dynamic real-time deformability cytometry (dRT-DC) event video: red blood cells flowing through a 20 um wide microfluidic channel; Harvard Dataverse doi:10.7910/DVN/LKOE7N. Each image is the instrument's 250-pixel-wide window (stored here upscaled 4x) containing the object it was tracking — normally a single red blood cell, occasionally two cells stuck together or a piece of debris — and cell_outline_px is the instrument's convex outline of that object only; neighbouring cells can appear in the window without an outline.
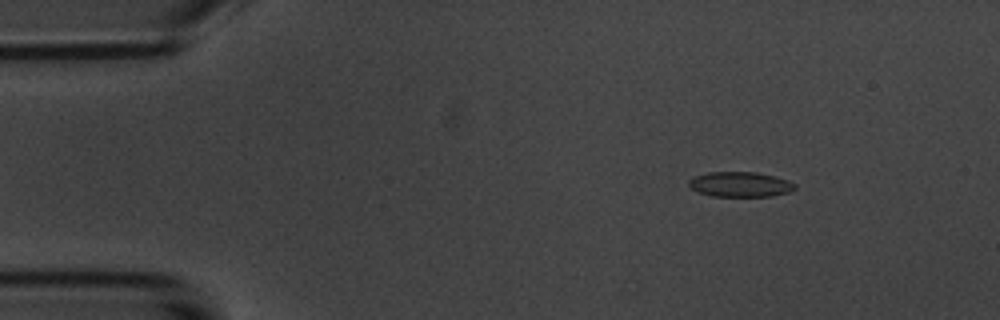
{"species": "common noctule bat (a hibernating species)", "species_latin": "Nyctalus noctula", "temperature_condition": "room temperature", "stored_images_in_passage": 8, "camera_frame_rate_fps": 3000, "um_per_image_px": 0.085, "animal": {"sex": "male", "body_mass_g": 20.1, "forearm_length_mm": 53.5}, "frame": {"image": 1, "passage_image": 2, "time_ms": 1.333, "image_size_px": [1000, 320], "cell_outline_px": [[796, 188], [788, 192], [772, 196], [712, 196], [700, 192], [692, 188], [688, 184], [688, 180], [696, 176], [708, 172], [756, 172], [776, 176], [788, 180], [796, 184]], "centroid_in_image_um": [62.95, 15.66], "position_along_channel_um": 22.1, "area_um2": 15.43}}
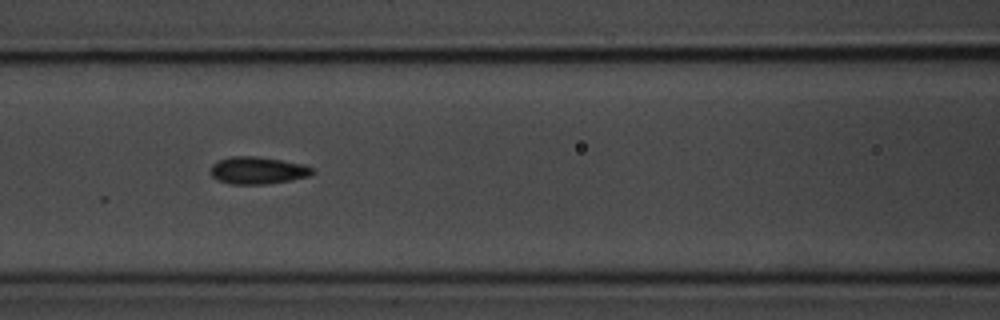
{"frame": {"image": 2, "passage_image": 7, "time_ms": 6.667, "image_size_px": [1000, 320], "cell_outline_px": [[316, 172], [308, 176], [292, 180], [264, 184], [232, 184], [216, 180], [212, 176], [212, 164], [220, 160], [232, 156], [256, 156], [280, 160], [300, 164], [312, 168]], "centroid_in_image_um": [21.9, 14.49], "position_along_channel_um": 144.7, "area_um2": 15.95}}
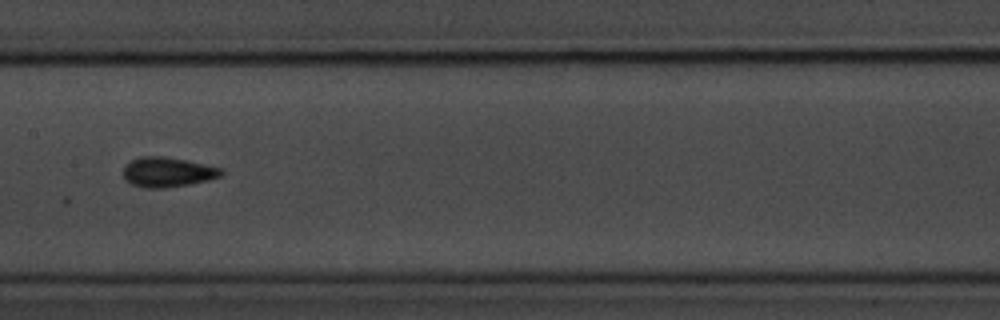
{"frame": {"image": 3, "passage_image": 8, "time_ms": 8.0, "image_size_px": [1000, 320], "cell_outline_px": [[224, 172], [220, 176], [208, 180], [188, 184], [164, 188], [144, 188], [132, 184], [124, 180], [124, 168], [132, 160], [140, 156], [164, 156], [188, 160], [224, 168]], "centroid_in_image_um": [14.27, 14.62], "position_along_channel_um": 193.1, "area_um2": 17.11}}